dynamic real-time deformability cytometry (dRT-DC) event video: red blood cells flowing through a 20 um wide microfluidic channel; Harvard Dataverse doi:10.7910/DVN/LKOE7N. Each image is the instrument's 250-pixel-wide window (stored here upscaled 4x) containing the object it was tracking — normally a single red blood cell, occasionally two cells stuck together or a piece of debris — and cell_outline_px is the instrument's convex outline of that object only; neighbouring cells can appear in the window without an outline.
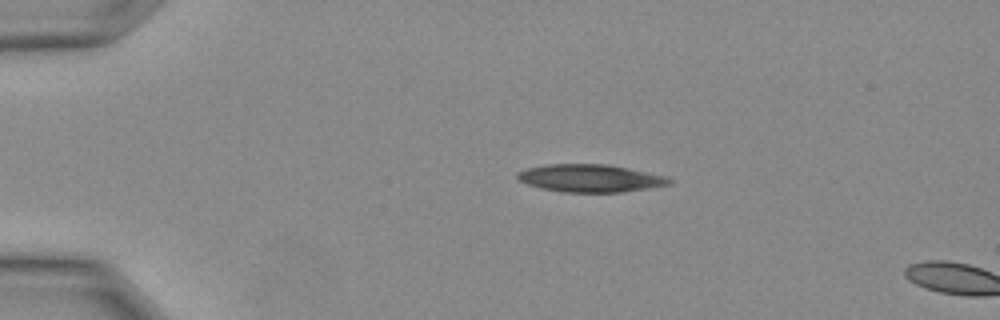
{"species": "Egyptian fruit bat (a non-hibernating species)", "species_latin": "Rousettus aegyptiacus", "temperature_condition": "warm", "stored_images_in_passage": 3, "camera_frame_rate_fps": 3000, "um_per_image_px": 0.085, "animal": {"sex": "female"}, "frame": {"image": 1, "passage_image": 1, "time_ms": 0.0, "image_size_px": [1000, 320], "cell_outline_px": [[672, 184], [648, 188], [620, 192], [564, 192], [540, 188], [528, 184], [520, 180], [516, 176], [516, 172], [528, 168], [548, 164], [604, 164], [628, 168], [664, 176], [672, 180]], "centroid_in_image_um": [50.15, 15.15], "position_along_channel_um": 34.9, "area_um2": 24.22}}